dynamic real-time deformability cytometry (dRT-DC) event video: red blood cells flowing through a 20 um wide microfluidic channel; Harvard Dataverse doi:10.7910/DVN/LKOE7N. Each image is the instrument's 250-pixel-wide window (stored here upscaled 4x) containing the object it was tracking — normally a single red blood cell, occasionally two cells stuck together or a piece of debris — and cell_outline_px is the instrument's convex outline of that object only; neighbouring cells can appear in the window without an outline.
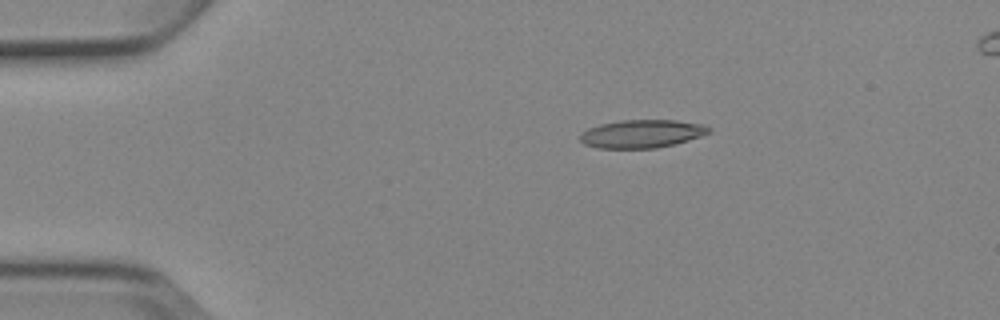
{"species": "Egyptian fruit bat (a non-hibernating species)", "species_latin": "Rousettus aegyptiacus", "temperature_condition": "cold", "stored_images_in_passage": 3, "camera_frame_rate_fps": 3000, "um_per_image_px": 0.085, "animal": {"sex": "female"}, "frame": {"image": 1, "passage_image": 1, "time_ms": 0.0, "image_size_px": [1000, 320], "cell_outline_px": [[712, 132], [688, 140], [656, 148], [596, 148], [584, 144], [580, 140], [580, 132], [588, 128], [600, 124], [620, 120], [676, 120], [704, 124], [712, 128]], "centroid_in_image_um": [54.55, 11.36], "position_along_channel_um": 30.4, "area_um2": 21.21}}